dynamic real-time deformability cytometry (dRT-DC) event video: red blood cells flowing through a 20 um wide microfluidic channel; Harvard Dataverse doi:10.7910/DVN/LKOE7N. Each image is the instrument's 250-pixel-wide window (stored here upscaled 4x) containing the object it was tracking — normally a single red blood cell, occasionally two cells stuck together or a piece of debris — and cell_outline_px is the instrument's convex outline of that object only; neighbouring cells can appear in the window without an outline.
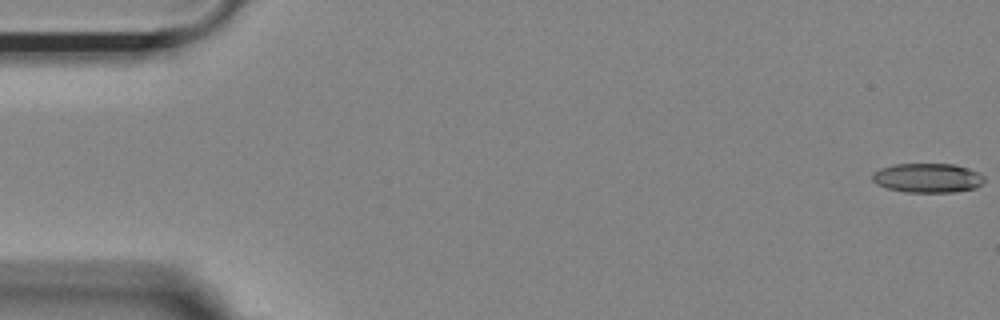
{"species": "Egyptian fruit bat (a non-hibernating species)", "species_latin": "Rousettus aegyptiacus", "temperature_condition": "room temperature", "stored_images_in_passage": 56, "camera_frame_rate_fps": 3000, "um_per_image_px": 0.085, "animal": {"sex": "female"}, "frame": {"image": 1, "passage_image": 1, "time_ms": 0.0, "image_size_px": [1000, 320], "cell_outline_px": [[984, 180], [976, 188], [952, 192], [904, 192], [884, 188], [876, 184], [872, 180], [872, 172], [880, 168], [896, 164], [956, 164], [968, 168], [984, 176]], "centroid_in_image_um": [78.8, 15.13], "position_along_channel_um": 6.2, "area_um2": 19.25}}
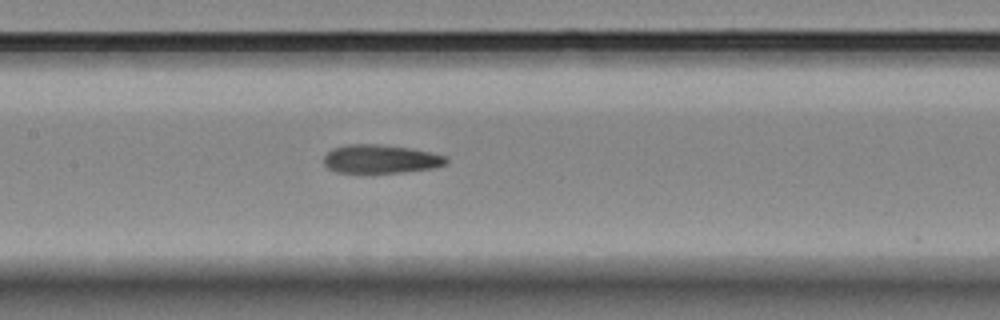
{"frame": {"image": 2, "passage_image": 26, "time_ms": 8.333, "image_size_px": [1000, 320], "cell_outline_px": [[448, 164], [432, 168], [400, 172], [336, 172], [328, 168], [324, 164], [324, 156], [332, 148], [348, 144], [380, 144], [412, 148], [448, 156]], "centroid_in_image_um": [32.38, 13.5], "position_along_channel_um": 175.0, "area_um2": 20.4}}
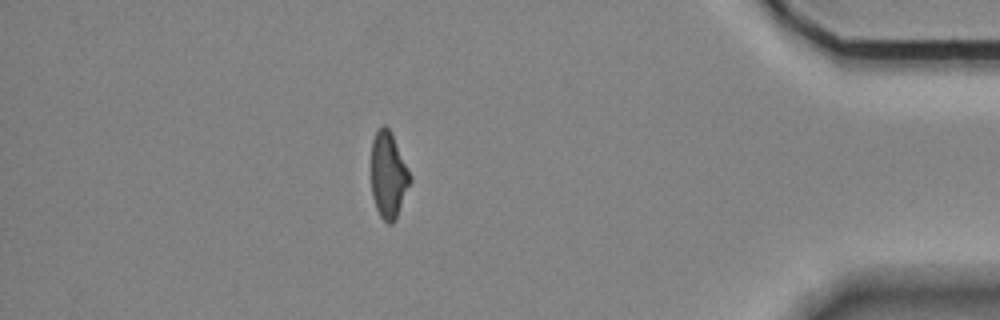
{"frame": {"image": 3, "passage_image": 48, "time_ms": 15.667, "image_size_px": [1000, 320], "cell_outline_px": [[412, 180], [396, 220], [392, 224], [388, 224], [380, 216], [376, 208], [372, 196], [372, 140], [376, 132], [384, 124], [392, 132], [412, 176]], "centroid_in_image_um": [33.04, 14.9], "position_along_channel_um": 402.2, "area_um2": 19.71}, "authors_computed_cell_mechanics": {"area_um2": 20.3745, "velocity_mm_per_s": 3.679, "shape_relaxation_time_tau1_ms": 8.2339, "shape_relaxation_time_tau2_ms": 3.3076, "deformation_change_tau1": 0.2296, "deformation_change_tau2": 0.129}}